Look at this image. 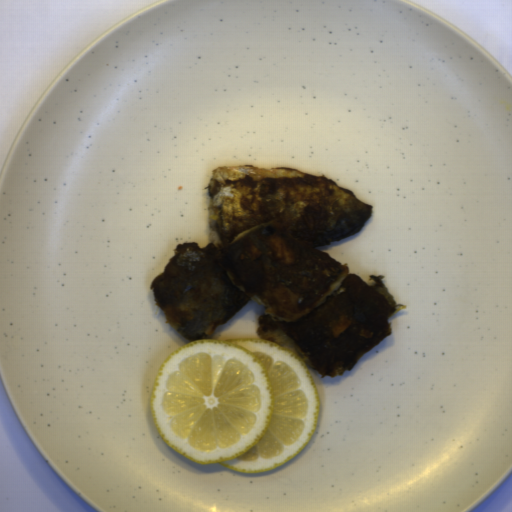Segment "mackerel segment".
I'll list each match as a JSON object with an SVG mask.
<instances>
[{
	"instance_id": "14911b7f",
	"label": "mackerel segment",
	"mask_w": 512,
	"mask_h": 512,
	"mask_svg": "<svg viewBox=\"0 0 512 512\" xmlns=\"http://www.w3.org/2000/svg\"><path fill=\"white\" fill-rule=\"evenodd\" d=\"M209 241L179 243L151 283L155 303L189 342L249 301L256 334L293 351L320 377L350 371L391 332L397 304L383 275L371 285L318 247L360 231L373 206L324 175L251 164L220 166L208 185Z\"/></svg>"
}]
</instances>
